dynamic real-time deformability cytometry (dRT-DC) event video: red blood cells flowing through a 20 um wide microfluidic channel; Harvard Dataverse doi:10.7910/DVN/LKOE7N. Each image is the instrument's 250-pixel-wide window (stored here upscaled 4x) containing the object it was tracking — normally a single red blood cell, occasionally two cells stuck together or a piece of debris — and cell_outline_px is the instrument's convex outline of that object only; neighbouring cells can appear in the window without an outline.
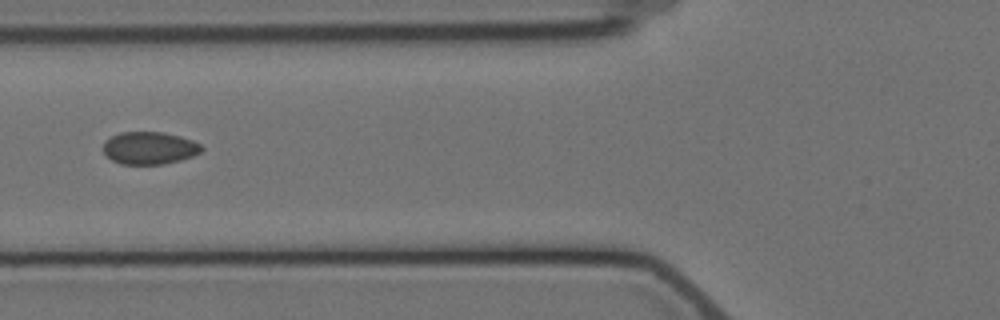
{"species": "Egyptian fruit bat (a non-hibernating species)", "species_latin": "Rousettus aegyptiacus", "temperature_condition": "cold", "stored_images_in_passage": 4, "camera_frame_rate_fps": 3000, "um_per_image_px": 0.085, "animal": {"sex": "female"}, "frame": {"image": 1, "passage_image": 2, "time_ms": 1.0, "image_size_px": [1000, 320], "cell_outline_px": [[204, 148], [200, 152], [192, 156], [180, 160], [164, 164], [120, 164], [112, 160], [104, 152], [104, 140], [120, 132], [164, 132], [180, 136], [192, 140], [200, 144]], "centroid_in_image_um": [12.7, 12.58], "position_along_channel_um": 113.1, "area_um2": 18.61}}
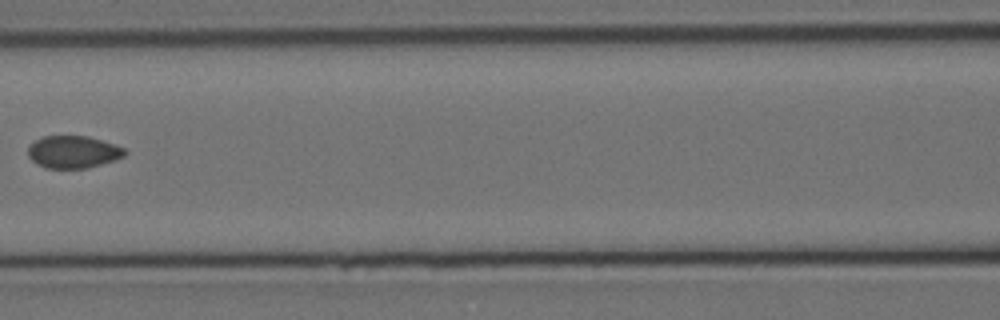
{"frame": {"image": 2, "passage_image": 3, "time_ms": 2.333, "image_size_px": [1000, 320], "cell_outline_px": [[128, 152], [124, 156], [116, 160], [88, 168], [44, 168], [36, 164], [28, 156], [28, 148], [36, 140], [44, 136], [88, 136], [124, 148]], "centroid_in_image_um": [6.22, 12.93], "position_along_channel_um": 160.4, "area_um2": 18.21}}
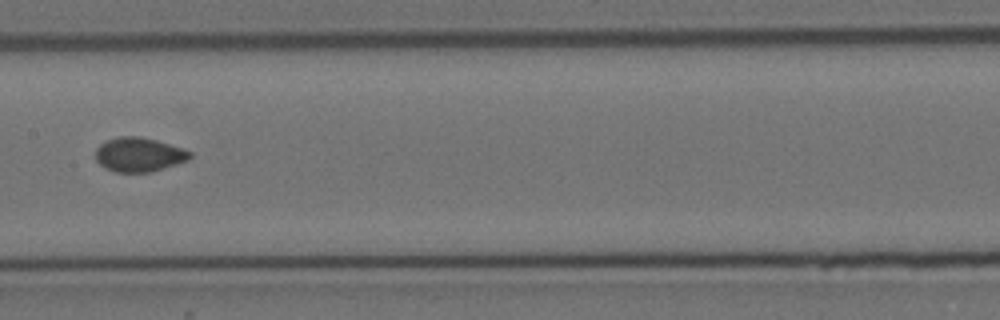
{"frame": {"image": 3, "passage_image": 4, "time_ms": 3.333, "image_size_px": [1000, 320], "cell_outline_px": [[192, 156], [188, 160], [176, 164], [148, 172], [116, 172], [104, 168], [96, 160], [96, 148], [100, 144], [108, 140], [120, 136], [140, 136], [156, 140], [192, 152]], "centroid_in_image_um": [11.79, 13.14], "position_along_channel_um": 195.6, "area_um2": 18.61}}